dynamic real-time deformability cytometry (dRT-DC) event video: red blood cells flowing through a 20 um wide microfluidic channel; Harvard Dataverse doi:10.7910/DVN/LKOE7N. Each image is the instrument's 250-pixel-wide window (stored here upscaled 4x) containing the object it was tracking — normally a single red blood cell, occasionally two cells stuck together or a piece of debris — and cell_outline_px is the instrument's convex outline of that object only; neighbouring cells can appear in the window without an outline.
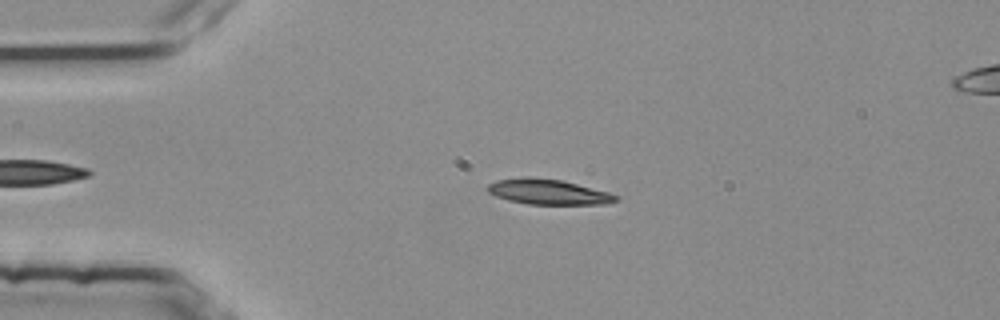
{"species": "common noctule bat (a hibernating species)", "species_latin": "Nyctalus noctula", "temperature_condition": "room temperature", "stored_images_in_passage": 3, "segment_of_instrument_passage": [1, 2], "camera_frame_rate_fps": 3000, "um_per_image_px": 0.085, "animal": {"sex": "female", "body_mass_g": 25.1}, "frame": {"image": 1, "passage_image": 2, "time_ms": 0.333, "image_size_px": [1000, 320], "cell_outline_px": [[620, 200], [608, 204], [528, 204], [508, 200], [496, 196], [488, 192], [484, 188], [488, 184], [496, 180], [524, 176], [528, 176], [560, 180], [608, 192], [620, 196]], "centroid_in_image_um": [46.58, 16.31], "position_along_channel_um": 38.4, "area_um2": 19.02}}